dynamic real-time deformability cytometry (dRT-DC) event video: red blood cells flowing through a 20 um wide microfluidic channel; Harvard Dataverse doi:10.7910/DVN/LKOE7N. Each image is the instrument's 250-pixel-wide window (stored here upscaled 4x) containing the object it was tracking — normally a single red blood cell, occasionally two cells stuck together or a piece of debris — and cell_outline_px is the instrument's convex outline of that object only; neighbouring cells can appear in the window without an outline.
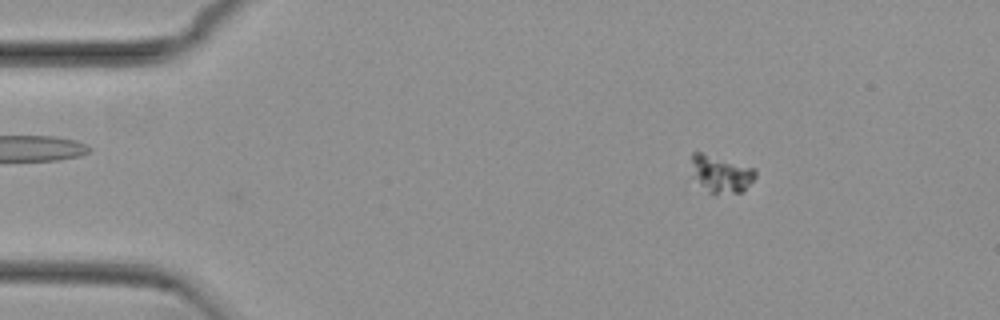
{"species": "common noctule bat (a hibernating species)", "species_latin": "Nyctalus noctula", "temperature_condition": "cold", "stored_images_in_passage": 3, "camera_frame_rate_fps": 3000, "um_per_image_px": 0.085, "animal": {"sex": "female", "body_mass_g": 29.2, "forearm_length_mm": 56.3}, "frame": {"image": 1, "passage_image": 3, "time_ms": 0.667, "image_size_px": [1000, 320], "cell_outline_px": [[756, 176], [744, 192], [716, 196], [708, 192], [692, 176], [692, 152], [700, 152], [756, 168]], "centroid_in_image_um": [61.31, 14.83], "position_along_channel_um": 23.7, "area_um2": 14.16}}